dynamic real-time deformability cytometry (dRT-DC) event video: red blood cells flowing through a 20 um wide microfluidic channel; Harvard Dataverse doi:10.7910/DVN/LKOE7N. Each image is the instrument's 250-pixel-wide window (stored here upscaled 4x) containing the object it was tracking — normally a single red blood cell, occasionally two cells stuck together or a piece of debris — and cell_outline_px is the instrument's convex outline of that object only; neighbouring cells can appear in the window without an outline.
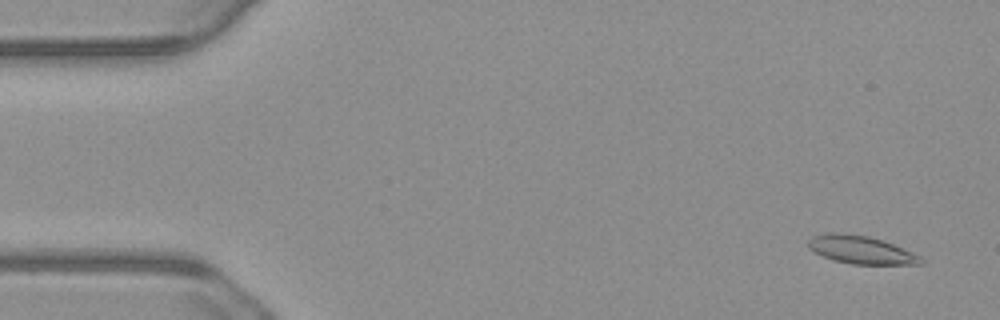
{"species": "common noctule bat (a hibernating species)", "species_latin": "Nyctalus noctula", "temperature_condition": "warm", "stored_images_in_passage": 55, "camera_frame_rate_fps": 3000, "um_per_image_px": 0.085, "animal": {"sex": "male", "body_mass_g": 23.1, "forearm_length_mm": 52.7}, "frame": {"image": 1, "passage_image": 3, "time_ms": 0.667, "image_size_px": [1000, 320], "cell_outline_px": [[924, 264], [852, 264], [832, 260], [808, 248], [808, 240], [812, 236], [828, 232], [840, 232], [868, 236], [884, 240], [912, 252], [920, 256], [924, 260]], "centroid_in_image_um": [73.18, 21.22], "position_along_channel_um": 11.8, "area_um2": 18.44}}
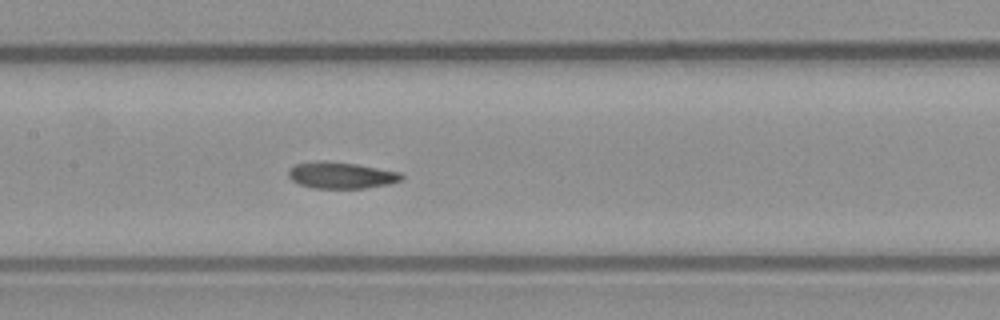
{"frame": {"image": 2, "passage_image": 26, "time_ms": 8.333, "image_size_px": [1000, 320], "cell_outline_px": [[404, 176], [400, 180], [388, 184], [364, 188], [312, 188], [300, 184], [292, 180], [288, 176], [288, 168], [296, 164], [316, 160], [324, 160], [356, 164], [400, 172]], "centroid_in_image_um": [28.95, 14.88], "position_along_channel_um": 178.4, "area_um2": 17.46}}
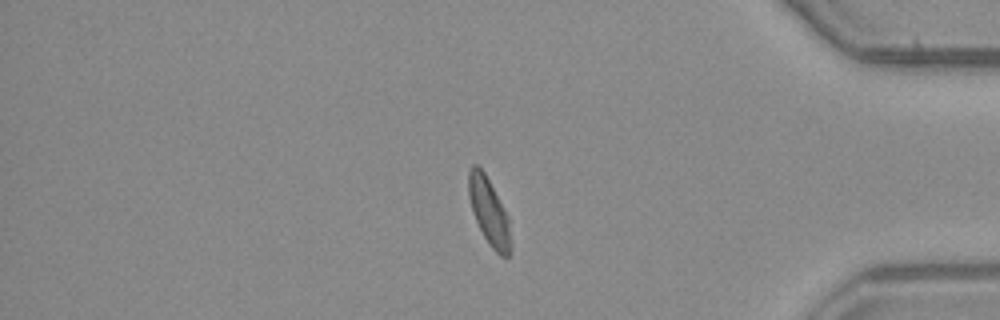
{"frame": {"image": 3, "passage_image": 46, "time_ms": 15.0, "image_size_px": [1000, 320], "cell_outline_px": [[512, 252], [508, 256], [500, 256], [488, 244], [472, 212], [468, 196], [468, 172], [472, 164], [476, 164], [484, 172], [504, 208], [508, 216], [512, 244]], "centroid_in_image_um": [41.57, 18.02], "position_along_channel_um": 393.6, "area_um2": 16.53}, "authors_computed_cell_mechanics": {"area_um2": 17.629, "velocity_mm_per_s": 3.7179, "shape_relaxation_time_tau1_ms": null, "shape_relaxation_time_tau2_ms": 5.2057, "deformation_change_tau1": null, "deformation_change_tau2": 0.0839}}